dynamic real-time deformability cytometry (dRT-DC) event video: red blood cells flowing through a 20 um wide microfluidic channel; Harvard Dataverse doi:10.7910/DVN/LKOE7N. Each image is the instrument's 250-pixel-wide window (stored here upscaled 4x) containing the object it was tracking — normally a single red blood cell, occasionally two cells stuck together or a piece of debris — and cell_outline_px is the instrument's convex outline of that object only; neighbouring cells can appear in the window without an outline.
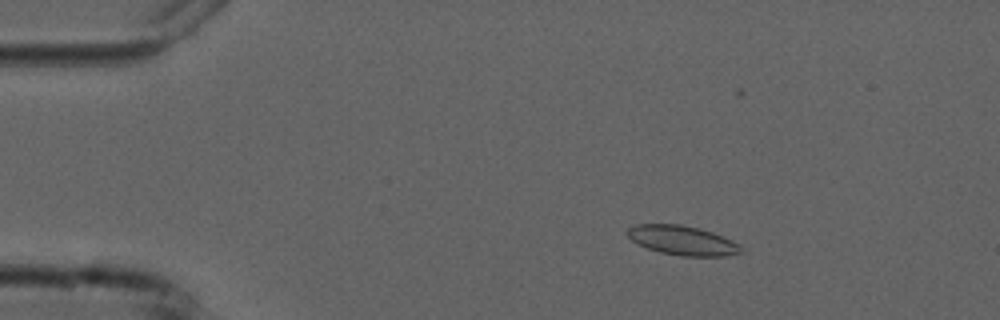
{"species": "common noctule bat (a hibernating species)", "species_latin": "Nyctalus noctula", "temperature_condition": "cold", "stored_images_in_passage": 5, "camera_frame_rate_fps": 3000, "um_per_image_px": 0.085, "animal": {"sex": "male", "forearm_length_mm": 52.5}, "frame": {"image": 1, "passage_image": 3, "time_ms": 2.333, "image_size_px": [1000, 320], "cell_outline_px": [[740, 252], [728, 256], [680, 256], [660, 252], [636, 244], [628, 236], [628, 228], [636, 224], [680, 224], [712, 232], [724, 236], [740, 244]], "centroid_in_image_um": [58.0, 20.43], "position_along_channel_um": 27.0, "area_um2": 19.36}}